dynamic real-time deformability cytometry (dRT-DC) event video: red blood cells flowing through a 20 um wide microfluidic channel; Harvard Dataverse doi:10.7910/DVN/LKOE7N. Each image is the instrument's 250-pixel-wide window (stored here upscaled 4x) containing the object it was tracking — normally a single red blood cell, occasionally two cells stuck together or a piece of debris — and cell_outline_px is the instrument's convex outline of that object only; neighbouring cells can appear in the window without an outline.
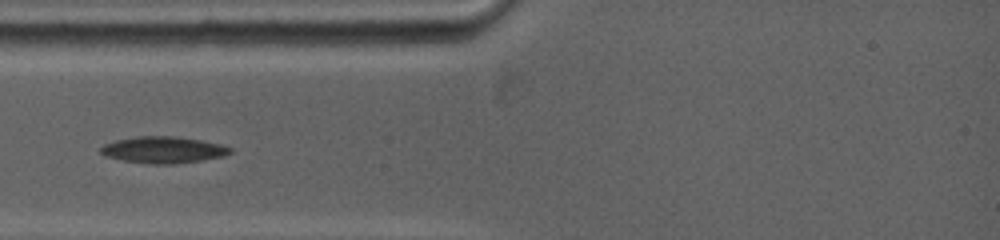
{"species": "common noctule bat (a hibernating species)", "species_latin": "Nyctalus noctula", "temperature_condition": "warm", "stored_images_in_passage": 5, "camera_frame_rate_fps": 5000, "um_per_image_px": 0.085, "animal": {"sex": "female", "body_mass_g": 19.0, "forearm_length_mm": 53.3}, "frame": {"image": 1, "passage_image": 2, "time_ms": 1.2, "image_size_px": [1000, 240], "cell_outline_px": [[232, 152], [224, 156], [200, 160], [172, 164], [148, 164], [124, 160], [108, 156], [100, 152], [100, 148], [104, 144], [116, 140], [136, 136], [172, 136], [200, 140], [220, 144], [232, 148]], "centroid_in_image_um": [13.88, 12.73], "position_along_channel_um": 71.1, "area_um2": 19.83}}
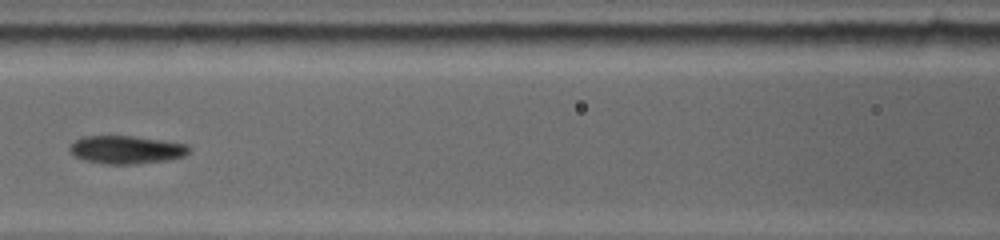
{"frame": {"image": 2, "passage_image": 4, "time_ms": 3.4, "image_size_px": [1000, 240], "cell_outline_px": [[188, 152], [184, 156], [164, 160], [132, 164], [104, 164], [84, 160], [76, 156], [68, 148], [76, 140], [84, 136], [132, 136], [160, 140], [184, 144], [188, 148]], "centroid_in_image_um": [10.68, 12.72], "position_along_channel_um": 155.9, "area_um2": 19.02}}
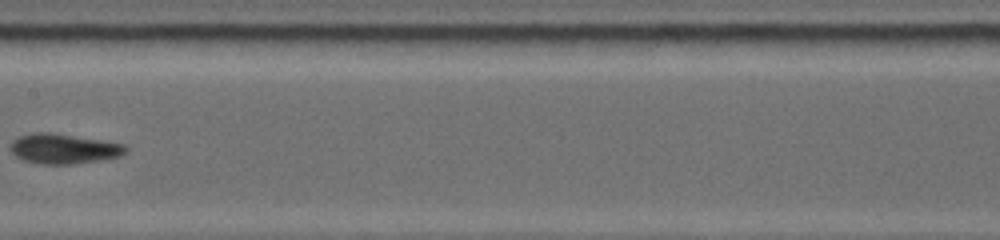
{"frame": {"image": 3, "passage_image": 5, "time_ms": 4.6, "image_size_px": [1000, 240], "cell_outline_px": [[128, 148], [120, 156], [104, 160], [72, 164], [40, 164], [24, 160], [16, 156], [12, 152], [12, 140], [20, 136], [36, 132], [52, 132], [124, 144]], "centroid_in_image_um": [5.43, 12.65], "position_along_channel_um": 202.0, "area_um2": 20.0}}